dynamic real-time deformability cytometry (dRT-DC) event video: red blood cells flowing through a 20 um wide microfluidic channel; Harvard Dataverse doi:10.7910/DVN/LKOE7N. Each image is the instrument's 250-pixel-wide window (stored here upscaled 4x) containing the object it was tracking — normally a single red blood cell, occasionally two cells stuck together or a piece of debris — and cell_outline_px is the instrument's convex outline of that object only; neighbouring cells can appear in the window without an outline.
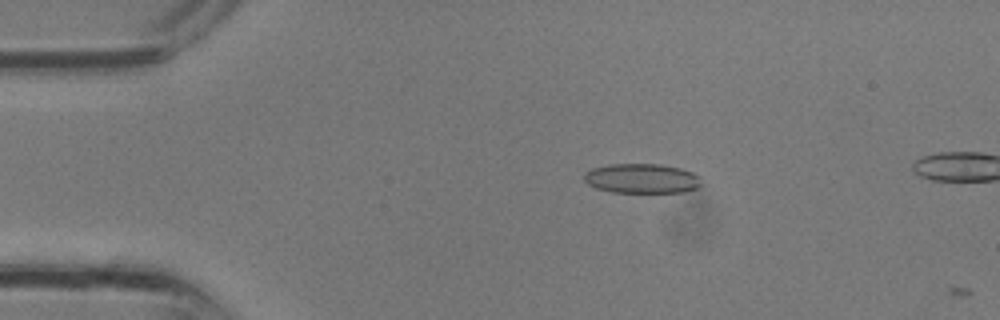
{"species": "common noctule bat (a hibernating species)", "species_latin": "Nyctalus noctula", "temperature_condition": "room temperature", "stored_images_in_passage": 8, "camera_frame_rate_fps": 3000, "um_per_image_px": 0.085, "animal": {"sex": "male", "body_mass_g": 13.3}, "frame": {"image": 1, "passage_image": 6, "time_ms": 1.667, "image_size_px": [1000, 320], "cell_outline_px": [[704, 184], [696, 188], [684, 192], [612, 192], [596, 188], [588, 184], [584, 180], [584, 172], [592, 168], [608, 164], [660, 164], [680, 168], [692, 172], [700, 176]], "centroid_in_image_um": [54.57, 15.17], "position_along_channel_um": 30.4, "area_um2": 20.46}}